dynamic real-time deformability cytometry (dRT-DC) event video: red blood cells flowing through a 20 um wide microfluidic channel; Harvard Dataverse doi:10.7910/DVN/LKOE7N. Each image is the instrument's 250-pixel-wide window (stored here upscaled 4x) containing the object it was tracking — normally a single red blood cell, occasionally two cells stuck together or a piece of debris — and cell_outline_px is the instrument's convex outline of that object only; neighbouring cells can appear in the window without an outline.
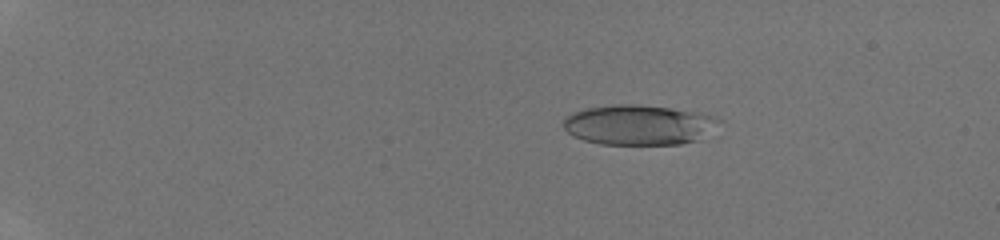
{"species": "human", "species_latin": "Homo sapiens", "temperature_condition": "room temperature", "stored_images_in_passage": 48, "camera_frame_rate_fps": 3000, "um_per_image_px": 0.085, "donor": {"sex": "male"}, "frame": {"image": 1, "passage_image": 11, "time_ms": 3.333, "image_size_px": [1000, 240], "cell_outline_px": [[724, 120], [716, 128], [696, 140], [680, 144], [600, 144], [584, 140], [568, 132], [564, 128], [564, 116], [572, 112], [588, 108], [612, 104], [636, 104], [700, 112], [716, 116]], "centroid_in_image_um": [54.33, 10.6], "position_along_channel_um": 30.7, "area_um2": 36.41}}
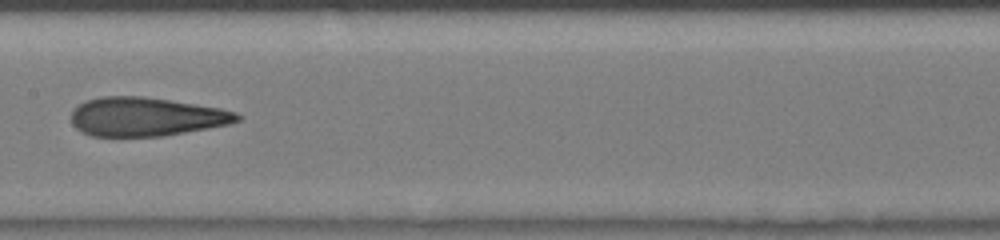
{"frame": {"image": 2, "passage_image": 29, "time_ms": 9.333, "image_size_px": [1000, 240], "cell_outline_px": [[244, 116], [240, 120], [228, 124], [208, 128], [164, 136], [92, 136], [76, 128], [72, 124], [72, 112], [80, 104], [88, 100], [104, 96], [144, 96], [220, 108], [236, 112]], "centroid_in_image_um": [12.45, 9.92], "position_along_channel_um": 195.0, "area_um2": 37.28}}
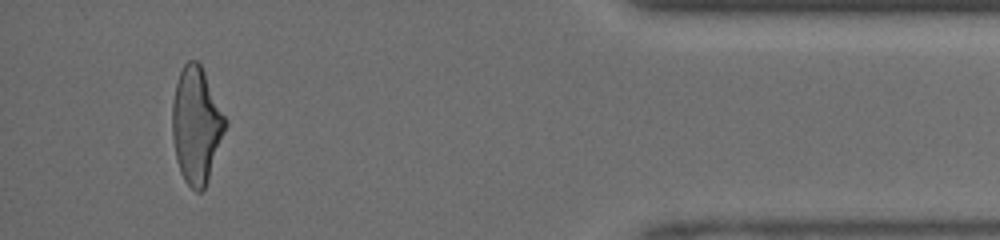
{"frame": {"image": 3, "passage_image": 46, "time_ms": 15.0, "image_size_px": [1000, 240], "cell_outline_px": [[228, 124], [208, 180], [204, 188], [200, 192], [196, 192], [184, 180], [180, 172], [176, 160], [172, 136], [172, 104], [176, 84], [180, 72], [184, 64], [188, 60], [196, 60], [200, 64], [228, 120]], "centroid_in_image_um": [16.7, 10.66], "position_along_channel_um": 418.5, "area_um2": 36.01}}